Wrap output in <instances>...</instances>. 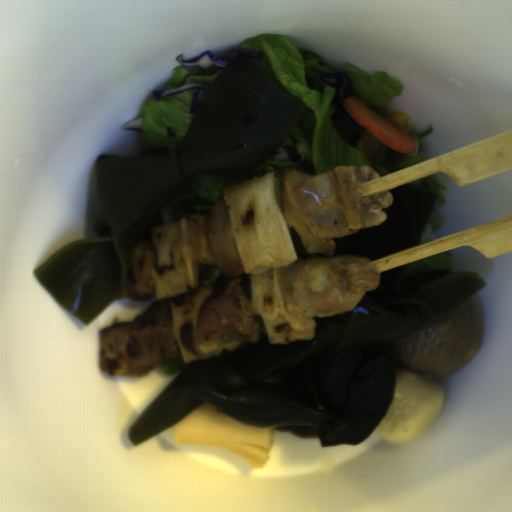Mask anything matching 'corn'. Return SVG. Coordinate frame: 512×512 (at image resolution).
<instances>
[{"instance_id": "corn-1", "label": "corn", "mask_w": 512, "mask_h": 512, "mask_svg": "<svg viewBox=\"0 0 512 512\" xmlns=\"http://www.w3.org/2000/svg\"><path fill=\"white\" fill-rule=\"evenodd\" d=\"M387 121L402 129L409 136L414 130V122L411 116H409L405 112L391 113Z\"/></svg>"}]
</instances>
